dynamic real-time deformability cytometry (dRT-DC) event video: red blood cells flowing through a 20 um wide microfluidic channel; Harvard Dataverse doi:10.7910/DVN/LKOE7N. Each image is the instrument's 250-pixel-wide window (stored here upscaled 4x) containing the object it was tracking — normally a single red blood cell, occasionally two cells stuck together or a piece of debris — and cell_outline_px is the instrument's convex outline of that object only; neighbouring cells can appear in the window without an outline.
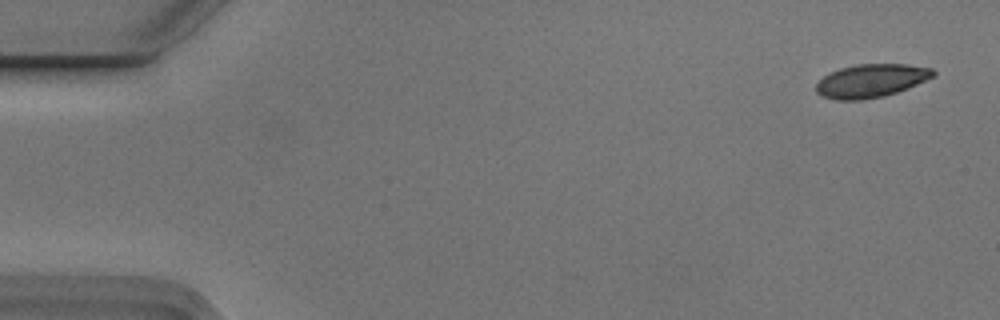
{"species": "Egyptian fruit bat (a non-hibernating species)", "species_latin": "Rousettus aegyptiacus", "temperature_condition": "cold", "stored_images_in_passage": 4, "camera_frame_rate_fps": 3000, "um_per_image_px": 0.085, "animal": {"sex": "male"}, "frame": {"image": 1, "passage_image": 1, "time_ms": 0.0, "image_size_px": [1000, 320], "cell_outline_px": [[936, 76], [908, 88], [884, 96], [864, 100], [836, 100], [820, 96], [816, 92], [816, 84], [824, 76], [840, 68], [856, 64], [908, 64], [932, 68], [936, 72]], "centroid_in_image_um": [74.06, 6.87], "position_along_channel_um": 10.9, "area_um2": 22.89}}
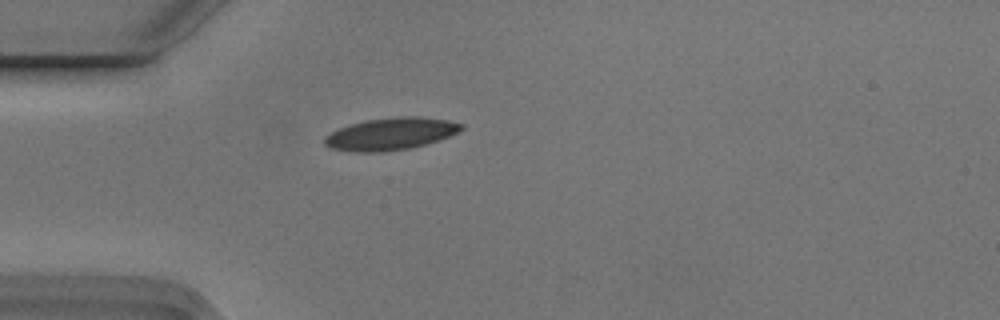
{"frame": {"image": 2, "passage_image": 4, "time_ms": 1.0, "image_size_px": [1000, 320], "cell_outline_px": [[464, 128], [448, 136], [424, 144], [408, 148], [384, 152], [352, 152], [332, 148], [324, 144], [324, 136], [340, 128], [364, 120], [400, 116], [420, 116], [448, 120], [464, 124]], "centroid_in_image_um": [33.19, 11.37], "position_along_channel_um": 51.8, "area_um2": 25.49}}